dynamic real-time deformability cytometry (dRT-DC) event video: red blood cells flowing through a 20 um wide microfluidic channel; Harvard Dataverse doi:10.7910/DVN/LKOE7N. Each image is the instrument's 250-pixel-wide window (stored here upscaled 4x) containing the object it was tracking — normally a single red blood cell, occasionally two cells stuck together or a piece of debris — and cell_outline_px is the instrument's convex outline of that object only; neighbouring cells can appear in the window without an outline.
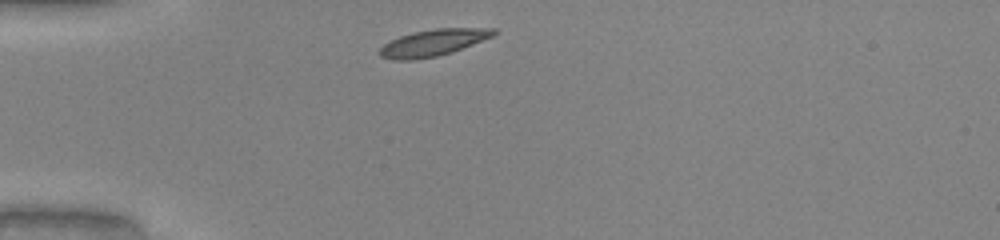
{"species": "common noctule bat (a hibernating species)", "species_latin": "Nyctalus noctula", "temperature_condition": "warm", "stored_images_in_passage": 29, "camera_frame_rate_fps": 3000, "um_per_image_px": 0.085, "animal": {"sex": "male", "body_mass_g": 20.0, "forearm_length_mm": 53.3}, "frame": {"image": 1, "passage_image": 1, "time_ms": 0.0, "image_size_px": [1000, 240], "cell_outline_px": [[500, 32], [492, 36], [452, 52], [436, 56], [412, 60], [392, 60], [380, 56], [376, 52], [384, 44], [400, 36], [416, 32], [436, 28], [496, 28]], "centroid_in_image_um": [36.81, 3.63], "position_along_channel_um": 48.2, "area_um2": 17.57}}
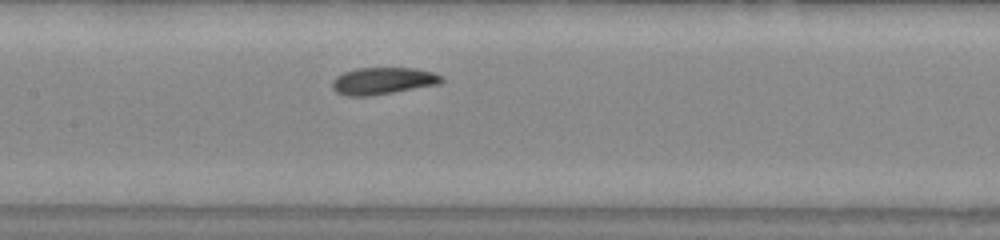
{"frame": {"image": 2, "passage_image": 12, "time_ms": 3.667, "image_size_px": [1000, 240], "cell_outline_px": [[444, 80], [440, 84], [372, 96], [348, 96], [336, 92], [332, 88], [332, 80], [336, 76], [344, 72], [356, 68], [416, 68], [432, 72], [444, 76]], "centroid_in_image_um": [32.56, 6.88], "position_along_channel_um": 174.8, "area_um2": 17.4}}
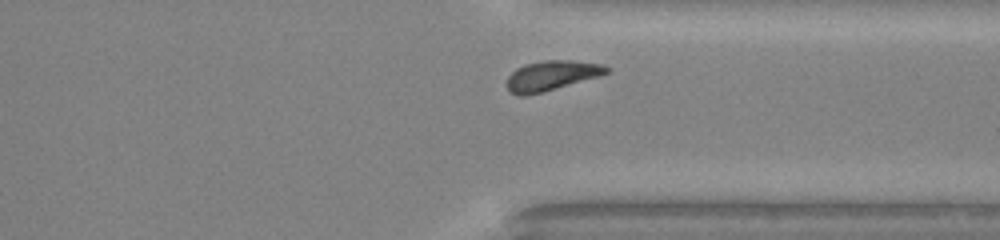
{"frame": {"image": 3, "passage_image": 26, "time_ms": 8.333, "image_size_px": [1000, 240], "cell_outline_px": [[612, 68], [608, 72], [600, 76], [540, 92], [524, 96], [516, 96], [508, 92], [508, 76], [516, 68], [524, 64], [544, 60], [572, 60], [604, 64]], "centroid_in_image_um": [46.89, 6.41], "position_along_channel_um": 364.5, "area_um2": 17.34}, "authors_computed_cell_mechanics": {"area_um2": 17.2244, "velocity_mm_per_s": 4.0597, "shape_relaxation_time_tau1_ms": 2.3393, "shape_relaxation_time_tau2_ms": null, "deformation_change_tau1": 0.1028, "deformation_change_tau2": null}}